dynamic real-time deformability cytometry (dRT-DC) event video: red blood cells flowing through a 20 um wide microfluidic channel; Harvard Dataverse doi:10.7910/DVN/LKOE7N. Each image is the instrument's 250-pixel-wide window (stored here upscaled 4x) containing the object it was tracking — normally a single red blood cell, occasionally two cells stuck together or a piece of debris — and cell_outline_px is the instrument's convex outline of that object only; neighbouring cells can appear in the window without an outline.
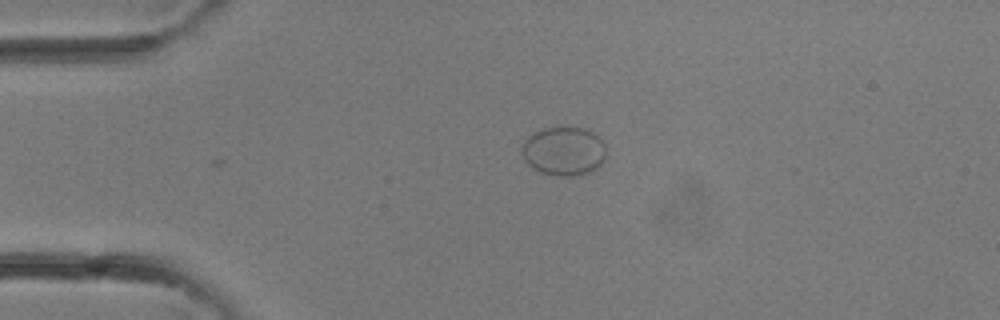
{"species": "common noctule bat (a hibernating species)", "species_latin": "Nyctalus noctula", "temperature_condition": "room temperature", "stored_images_in_passage": 2, "camera_frame_rate_fps": 3000, "um_per_image_px": 0.085, "animal": {"sex": "female"}, "frame": {"image": 1, "passage_image": 2, "time_ms": 0.333, "image_size_px": [1000, 320], "cell_outline_px": [[604, 160], [596, 168], [580, 176], [556, 176], [540, 172], [532, 168], [524, 160], [520, 152], [520, 148], [524, 140], [532, 132], [540, 128], [556, 124], [560, 124], [588, 128], [604, 144]], "centroid_in_image_um": [47.85, 12.79], "position_along_channel_um": 37.1, "area_um2": 24.91}}